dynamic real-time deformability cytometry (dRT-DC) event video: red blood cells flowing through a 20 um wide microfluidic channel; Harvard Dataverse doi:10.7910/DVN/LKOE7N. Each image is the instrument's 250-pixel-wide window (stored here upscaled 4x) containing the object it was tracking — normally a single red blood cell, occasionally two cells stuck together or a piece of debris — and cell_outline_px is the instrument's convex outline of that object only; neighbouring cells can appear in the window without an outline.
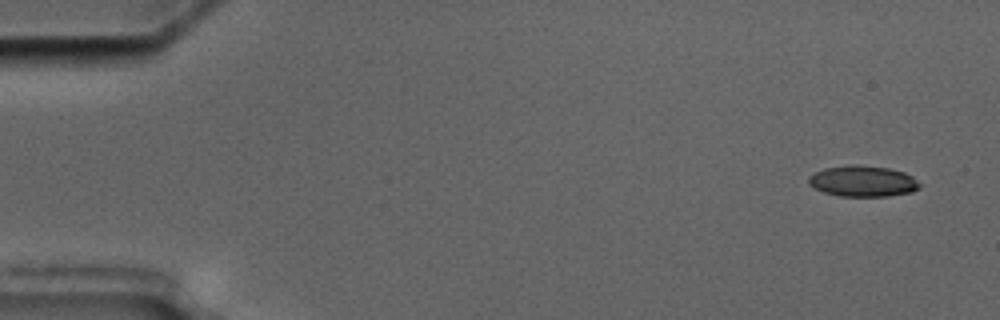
{"species": "common noctule bat (a hibernating species)", "species_latin": "Nyctalus noctula", "temperature_condition": "cold", "stored_images_in_passage": 4, "camera_frame_rate_fps": 3000, "um_per_image_px": 0.085, "animal": {"sex": "male", "body_mass_g": 17.5, "forearm_length_mm": 52.3}, "frame": {"image": 1, "passage_image": 1, "time_ms": 0.0, "image_size_px": [1000, 320], "cell_outline_px": [[924, 184], [920, 188], [912, 192], [888, 196], [840, 196], [824, 192], [808, 184], [808, 176], [824, 168], [852, 164], [888, 168], [904, 172], [912, 176]], "centroid_in_image_um": [73.38, 15.4], "position_along_channel_um": 11.6, "area_um2": 20.17}}
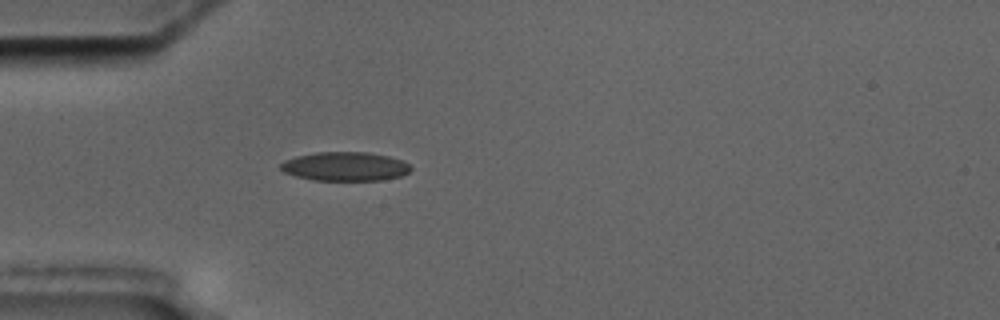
{"frame": {"image": 2, "passage_image": 4, "time_ms": 4.667, "image_size_px": [1000, 320], "cell_outline_px": [[412, 168], [408, 172], [400, 176], [384, 180], [312, 180], [296, 176], [284, 172], [280, 168], [280, 164], [284, 160], [296, 156], [316, 152], [368, 152], [388, 156], [400, 160], [408, 164]], "centroid_in_image_um": [29.31, 14.14], "position_along_channel_um": 55.7, "area_um2": 21.91}}